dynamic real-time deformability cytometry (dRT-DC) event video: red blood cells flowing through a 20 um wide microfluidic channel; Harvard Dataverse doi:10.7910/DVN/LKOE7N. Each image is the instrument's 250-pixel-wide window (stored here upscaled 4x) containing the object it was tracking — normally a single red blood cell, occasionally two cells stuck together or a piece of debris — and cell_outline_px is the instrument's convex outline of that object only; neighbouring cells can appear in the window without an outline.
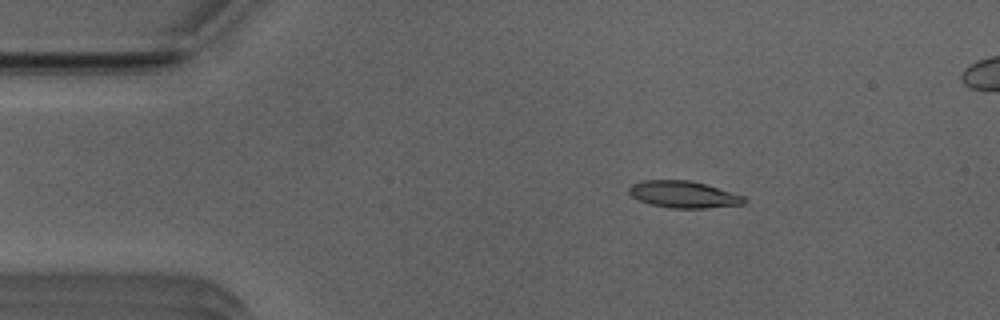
{"species": "Egyptian fruit bat (a non-hibernating species)", "species_latin": "Rousettus aegyptiacus", "temperature_condition": "room temperature", "stored_images_in_passage": 52, "camera_frame_rate_fps": 3000, "um_per_image_px": 0.085, "animal": {"sex": "male"}, "frame": {"image": 1, "passage_image": 8, "time_ms": 2.333, "image_size_px": [1000, 320], "cell_outline_px": [[748, 200], [744, 204], [708, 208], [668, 208], [648, 204], [632, 196], [628, 192], [628, 188], [632, 184], [640, 180], [688, 180], [704, 184], [744, 196]], "centroid_in_image_um": [58.07, 16.53], "position_along_channel_um": 26.9, "area_um2": 18.03}}
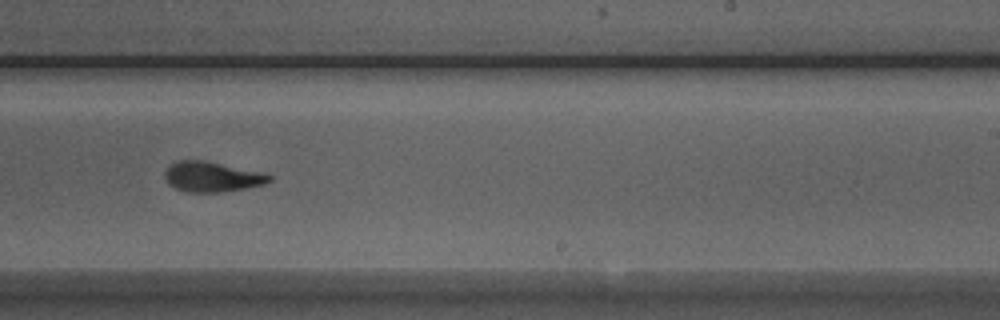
{"frame": {"image": 2, "passage_image": 31, "time_ms": 10.0, "image_size_px": [1000, 320], "cell_outline_px": [[272, 180], [264, 184], [244, 188], [220, 192], [188, 192], [176, 188], [168, 184], [164, 176], [164, 172], [168, 164], [176, 160], [204, 160], [268, 172], [272, 176]], "centroid_in_image_um": [18.03, 15.0], "position_along_channel_um": 271.0, "area_um2": 18.79}}
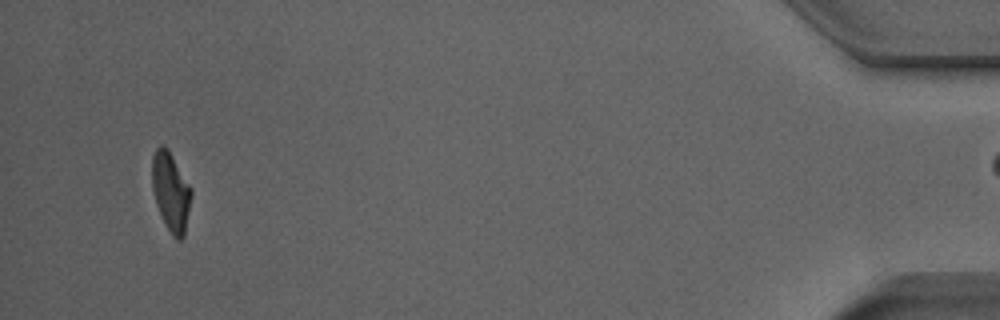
{"frame": {"image": 3, "passage_image": 49, "time_ms": 16.0, "image_size_px": [1000, 320], "cell_outline_px": [[192, 196], [184, 236], [180, 240], [176, 240], [172, 236], [156, 204], [152, 188], [152, 156], [156, 148], [160, 144], [164, 144], [168, 148], [192, 188]], "centroid_in_image_um": [14.53, 16.26], "position_along_channel_um": 420.7, "area_um2": 18.15}, "authors_computed_cell_mechanics": {"area_um2": 18.5827, "velocity_mm_per_s": 3.918, "shape_relaxation_time_tau1_ms": 3.7739, "shape_relaxation_time_tau2_ms": 2.0042, "deformation_change_tau1": 0.1769, "deformation_change_tau2": 0.0826}}